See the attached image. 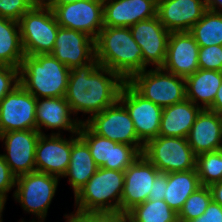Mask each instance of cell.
<instances>
[{
	"label": "cell",
	"instance_id": "4",
	"mask_svg": "<svg viewBox=\"0 0 222 222\" xmlns=\"http://www.w3.org/2000/svg\"><path fill=\"white\" fill-rule=\"evenodd\" d=\"M124 171L98 168L74 196L73 212L120 211Z\"/></svg>",
	"mask_w": 222,
	"mask_h": 222
},
{
	"label": "cell",
	"instance_id": "20",
	"mask_svg": "<svg viewBox=\"0 0 222 222\" xmlns=\"http://www.w3.org/2000/svg\"><path fill=\"white\" fill-rule=\"evenodd\" d=\"M199 48L189 32H171L162 68L183 78L193 75L199 69Z\"/></svg>",
	"mask_w": 222,
	"mask_h": 222
},
{
	"label": "cell",
	"instance_id": "12",
	"mask_svg": "<svg viewBox=\"0 0 222 222\" xmlns=\"http://www.w3.org/2000/svg\"><path fill=\"white\" fill-rule=\"evenodd\" d=\"M37 99L20 83L0 101V134L36 129Z\"/></svg>",
	"mask_w": 222,
	"mask_h": 222
},
{
	"label": "cell",
	"instance_id": "31",
	"mask_svg": "<svg viewBox=\"0 0 222 222\" xmlns=\"http://www.w3.org/2000/svg\"><path fill=\"white\" fill-rule=\"evenodd\" d=\"M196 170L202 186L222 181V150L197 155Z\"/></svg>",
	"mask_w": 222,
	"mask_h": 222
},
{
	"label": "cell",
	"instance_id": "45",
	"mask_svg": "<svg viewBox=\"0 0 222 222\" xmlns=\"http://www.w3.org/2000/svg\"><path fill=\"white\" fill-rule=\"evenodd\" d=\"M65 222H83L76 214L69 213L65 214Z\"/></svg>",
	"mask_w": 222,
	"mask_h": 222
},
{
	"label": "cell",
	"instance_id": "25",
	"mask_svg": "<svg viewBox=\"0 0 222 222\" xmlns=\"http://www.w3.org/2000/svg\"><path fill=\"white\" fill-rule=\"evenodd\" d=\"M98 168L91 156L88 145L79 137L78 133L72 134L70 164L63 178H68L74 196L89 181Z\"/></svg>",
	"mask_w": 222,
	"mask_h": 222
},
{
	"label": "cell",
	"instance_id": "3",
	"mask_svg": "<svg viewBox=\"0 0 222 222\" xmlns=\"http://www.w3.org/2000/svg\"><path fill=\"white\" fill-rule=\"evenodd\" d=\"M70 69L51 54L25 55L19 83L36 99L65 97Z\"/></svg>",
	"mask_w": 222,
	"mask_h": 222
},
{
	"label": "cell",
	"instance_id": "34",
	"mask_svg": "<svg viewBox=\"0 0 222 222\" xmlns=\"http://www.w3.org/2000/svg\"><path fill=\"white\" fill-rule=\"evenodd\" d=\"M199 69L222 72V45L199 48Z\"/></svg>",
	"mask_w": 222,
	"mask_h": 222
},
{
	"label": "cell",
	"instance_id": "38",
	"mask_svg": "<svg viewBox=\"0 0 222 222\" xmlns=\"http://www.w3.org/2000/svg\"><path fill=\"white\" fill-rule=\"evenodd\" d=\"M168 185L167 173L159 172L152 182V187L147 200H164L165 189Z\"/></svg>",
	"mask_w": 222,
	"mask_h": 222
},
{
	"label": "cell",
	"instance_id": "39",
	"mask_svg": "<svg viewBox=\"0 0 222 222\" xmlns=\"http://www.w3.org/2000/svg\"><path fill=\"white\" fill-rule=\"evenodd\" d=\"M189 222H222V206L212 200L201 216Z\"/></svg>",
	"mask_w": 222,
	"mask_h": 222
},
{
	"label": "cell",
	"instance_id": "18",
	"mask_svg": "<svg viewBox=\"0 0 222 222\" xmlns=\"http://www.w3.org/2000/svg\"><path fill=\"white\" fill-rule=\"evenodd\" d=\"M70 70L95 60V40L86 33L59 27L50 53Z\"/></svg>",
	"mask_w": 222,
	"mask_h": 222
},
{
	"label": "cell",
	"instance_id": "10",
	"mask_svg": "<svg viewBox=\"0 0 222 222\" xmlns=\"http://www.w3.org/2000/svg\"><path fill=\"white\" fill-rule=\"evenodd\" d=\"M119 101L125 106L138 139L145 145L159 136L163 108L141 96L127 81L123 85Z\"/></svg>",
	"mask_w": 222,
	"mask_h": 222
},
{
	"label": "cell",
	"instance_id": "46",
	"mask_svg": "<svg viewBox=\"0 0 222 222\" xmlns=\"http://www.w3.org/2000/svg\"><path fill=\"white\" fill-rule=\"evenodd\" d=\"M37 220V218L36 217H34V219L32 220V221H29V222H45V221H43V220ZM19 222H27L26 220H24V218L23 219H21V221L19 220Z\"/></svg>",
	"mask_w": 222,
	"mask_h": 222
},
{
	"label": "cell",
	"instance_id": "27",
	"mask_svg": "<svg viewBox=\"0 0 222 222\" xmlns=\"http://www.w3.org/2000/svg\"><path fill=\"white\" fill-rule=\"evenodd\" d=\"M164 201L179 214L187 198L202 185L196 169L167 173Z\"/></svg>",
	"mask_w": 222,
	"mask_h": 222
},
{
	"label": "cell",
	"instance_id": "40",
	"mask_svg": "<svg viewBox=\"0 0 222 222\" xmlns=\"http://www.w3.org/2000/svg\"><path fill=\"white\" fill-rule=\"evenodd\" d=\"M212 193V200L222 206V181L209 186Z\"/></svg>",
	"mask_w": 222,
	"mask_h": 222
},
{
	"label": "cell",
	"instance_id": "21",
	"mask_svg": "<svg viewBox=\"0 0 222 222\" xmlns=\"http://www.w3.org/2000/svg\"><path fill=\"white\" fill-rule=\"evenodd\" d=\"M205 0H158L157 17L171 32H188L203 16Z\"/></svg>",
	"mask_w": 222,
	"mask_h": 222
},
{
	"label": "cell",
	"instance_id": "8",
	"mask_svg": "<svg viewBox=\"0 0 222 222\" xmlns=\"http://www.w3.org/2000/svg\"><path fill=\"white\" fill-rule=\"evenodd\" d=\"M142 154L160 172L196 169V155L187 138L157 136L144 145Z\"/></svg>",
	"mask_w": 222,
	"mask_h": 222
},
{
	"label": "cell",
	"instance_id": "43",
	"mask_svg": "<svg viewBox=\"0 0 222 222\" xmlns=\"http://www.w3.org/2000/svg\"><path fill=\"white\" fill-rule=\"evenodd\" d=\"M206 8L214 12L222 13V0H205Z\"/></svg>",
	"mask_w": 222,
	"mask_h": 222
},
{
	"label": "cell",
	"instance_id": "41",
	"mask_svg": "<svg viewBox=\"0 0 222 222\" xmlns=\"http://www.w3.org/2000/svg\"><path fill=\"white\" fill-rule=\"evenodd\" d=\"M208 110L222 115V82L215 96L214 102Z\"/></svg>",
	"mask_w": 222,
	"mask_h": 222
},
{
	"label": "cell",
	"instance_id": "17",
	"mask_svg": "<svg viewBox=\"0 0 222 222\" xmlns=\"http://www.w3.org/2000/svg\"><path fill=\"white\" fill-rule=\"evenodd\" d=\"M159 172L143 154L126 168L120 212L127 214L136 205L147 201L152 182Z\"/></svg>",
	"mask_w": 222,
	"mask_h": 222
},
{
	"label": "cell",
	"instance_id": "19",
	"mask_svg": "<svg viewBox=\"0 0 222 222\" xmlns=\"http://www.w3.org/2000/svg\"><path fill=\"white\" fill-rule=\"evenodd\" d=\"M72 135L40 134L35 151V170L62 178L70 164Z\"/></svg>",
	"mask_w": 222,
	"mask_h": 222
},
{
	"label": "cell",
	"instance_id": "13",
	"mask_svg": "<svg viewBox=\"0 0 222 222\" xmlns=\"http://www.w3.org/2000/svg\"><path fill=\"white\" fill-rule=\"evenodd\" d=\"M52 11L60 27L86 33L94 40L104 27L103 0L72 2Z\"/></svg>",
	"mask_w": 222,
	"mask_h": 222
},
{
	"label": "cell",
	"instance_id": "9",
	"mask_svg": "<svg viewBox=\"0 0 222 222\" xmlns=\"http://www.w3.org/2000/svg\"><path fill=\"white\" fill-rule=\"evenodd\" d=\"M78 134L88 145L91 156L99 168L125 171L140 157L144 149V146H132L101 137L85 123L81 124Z\"/></svg>",
	"mask_w": 222,
	"mask_h": 222
},
{
	"label": "cell",
	"instance_id": "36",
	"mask_svg": "<svg viewBox=\"0 0 222 222\" xmlns=\"http://www.w3.org/2000/svg\"><path fill=\"white\" fill-rule=\"evenodd\" d=\"M19 84V68L0 66V101Z\"/></svg>",
	"mask_w": 222,
	"mask_h": 222
},
{
	"label": "cell",
	"instance_id": "30",
	"mask_svg": "<svg viewBox=\"0 0 222 222\" xmlns=\"http://www.w3.org/2000/svg\"><path fill=\"white\" fill-rule=\"evenodd\" d=\"M128 222H178V214L164 200H147L127 213Z\"/></svg>",
	"mask_w": 222,
	"mask_h": 222
},
{
	"label": "cell",
	"instance_id": "22",
	"mask_svg": "<svg viewBox=\"0 0 222 222\" xmlns=\"http://www.w3.org/2000/svg\"><path fill=\"white\" fill-rule=\"evenodd\" d=\"M158 0H103L104 27H130L157 16Z\"/></svg>",
	"mask_w": 222,
	"mask_h": 222
},
{
	"label": "cell",
	"instance_id": "7",
	"mask_svg": "<svg viewBox=\"0 0 222 222\" xmlns=\"http://www.w3.org/2000/svg\"><path fill=\"white\" fill-rule=\"evenodd\" d=\"M60 180L57 176L38 171L23 174L16 177L12 196L26 213L45 221Z\"/></svg>",
	"mask_w": 222,
	"mask_h": 222
},
{
	"label": "cell",
	"instance_id": "1",
	"mask_svg": "<svg viewBox=\"0 0 222 222\" xmlns=\"http://www.w3.org/2000/svg\"><path fill=\"white\" fill-rule=\"evenodd\" d=\"M125 80L112 70L93 62L70 70L68 77L66 101L73 115H88L83 123L93 115L101 113L119 100L120 91Z\"/></svg>",
	"mask_w": 222,
	"mask_h": 222
},
{
	"label": "cell",
	"instance_id": "23",
	"mask_svg": "<svg viewBox=\"0 0 222 222\" xmlns=\"http://www.w3.org/2000/svg\"><path fill=\"white\" fill-rule=\"evenodd\" d=\"M187 141L196 156L221 150L222 115L202 109L190 129Z\"/></svg>",
	"mask_w": 222,
	"mask_h": 222
},
{
	"label": "cell",
	"instance_id": "6",
	"mask_svg": "<svg viewBox=\"0 0 222 222\" xmlns=\"http://www.w3.org/2000/svg\"><path fill=\"white\" fill-rule=\"evenodd\" d=\"M141 96L162 108L186 99L185 78L162 67L145 69L127 81Z\"/></svg>",
	"mask_w": 222,
	"mask_h": 222
},
{
	"label": "cell",
	"instance_id": "42",
	"mask_svg": "<svg viewBox=\"0 0 222 222\" xmlns=\"http://www.w3.org/2000/svg\"><path fill=\"white\" fill-rule=\"evenodd\" d=\"M78 1H83V0H39L41 4H43L44 6L52 10L56 8L57 6L66 5V4H69L72 2H78Z\"/></svg>",
	"mask_w": 222,
	"mask_h": 222
},
{
	"label": "cell",
	"instance_id": "14",
	"mask_svg": "<svg viewBox=\"0 0 222 222\" xmlns=\"http://www.w3.org/2000/svg\"><path fill=\"white\" fill-rule=\"evenodd\" d=\"M132 37L142 49L143 70L162 67L165 63L170 32L157 16L129 27Z\"/></svg>",
	"mask_w": 222,
	"mask_h": 222
},
{
	"label": "cell",
	"instance_id": "28",
	"mask_svg": "<svg viewBox=\"0 0 222 222\" xmlns=\"http://www.w3.org/2000/svg\"><path fill=\"white\" fill-rule=\"evenodd\" d=\"M24 57L19 22L0 17V66L20 68Z\"/></svg>",
	"mask_w": 222,
	"mask_h": 222
},
{
	"label": "cell",
	"instance_id": "35",
	"mask_svg": "<svg viewBox=\"0 0 222 222\" xmlns=\"http://www.w3.org/2000/svg\"><path fill=\"white\" fill-rule=\"evenodd\" d=\"M83 222H128L127 214L120 211L70 212Z\"/></svg>",
	"mask_w": 222,
	"mask_h": 222
},
{
	"label": "cell",
	"instance_id": "15",
	"mask_svg": "<svg viewBox=\"0 0 222 222\" xmlns=\"http://www.w3.org/2000/svg\"><path fill=\"white\" fill-rule=\"evenodd\" d=\"M39 137L40 133L36 129L0 134L5 151L1 154L16 177L36 171L35 151Z\"/></svg>",
	"mask_w": 222,
	"mask_h": 222
},
{
	"label": "cell",
	"instance_id": "37",
	"mask_svg": "<svg viewBox=\"0 0 222 222\" xmlns=\"http://www.w3.org/2000/svg\"><path fill=\"white\" fill-rule=\"evenodd\" d=\"M15 184L16 176L5 162L3 155L0 154V194L8 197L9 192L15 188Z\"/></svg>",
	"mask_w": 222,
	"mask_h": 222
},
{
	"label": "cell",
	"instance_id": "26",
	"mask_svg": "<svg viewBox=\"0 0 222 222\" xmlns=\"http://www.w3.org/2000/svg\"><path fill=\"white\" fill-rule=\"evenodd\" d=\"M222 82V72L198 69L185 78L186 99L201 109H209Z\"/></svg>",
	"mask_w": 222,
	"mask_h": 222
},
{
	"label": "cell",
	"instance_id": "44",
	"mask_svg": "<svg viewBox=\"0 0 222 222\" xmlns=\"http://www.w3.org/2000/svg\"><path fill=\"white\" fill-rule=\"evenodd\" d=\"M7 200L8 198L5 195L0 194V222H3V211L5 210Z\"/></svg>",
	"mask_w": 222,
	"mask_h": 222
},
{
	"label": "cell",
	"instance_id": "16",
	"mask_svg": "<svg viewBox=\"0 0 222 222\" xmlns=\"http://www.w3.org/2000/svg\"><path fill=\"white\" fill-rule=\"evenodd\" d=\"M35 114L36 130L40 134H46L43 130L49 129L50 134L62 135V131H68L71 135L76 134L83 123L79 116L72 115L73 112L65 97L37 98Z\"/></svg>",
	"mask_w": 222,
	"mask_h": 222
},
{
	"label": "cell",
	"instance_id": "11",
	"mask_svg": "<svg viewBox=\"0 0 222 222\" xmlns=\"http://www.w3.org/2000/svg\"><path fill=\"white\" fill-rule=\"evenodd\" d=\"M85 124L95 134L111 141L132 146H144L138 139L128 111L119 100L101 113L93 115Z\"/></svg>",
	"mask_w": 222,
	"mask_h": 222
},
{
	"label": "cell",
	"instance_id": "5",
	"mask_svg": "<svg viewBox=\"0 0 222 222\" xmlns=\"http://www.w3.org/2000/svg\"><path fill=\"white\" fill-rule=\"evenodd\" d=\"M18 22L25 55L52 52L60 27L52 9L37 2Z\"/></svg>",
	"mask_w": 222,
	"mask_h": 222
},
{
	"label": "cell",
	"instance_id": "33",
	"mask_svg": "<svg viewBox=\"0 0 222 222\" xmlns=\"http://www.w3.org/2000/svg\"><path fill=\"white\" fill-rule=\"evenodd\" d=\"M39 0H0V17L19 21Z\"/></svg>",
	"mask_w": 222,
	"mask_h": 222
},
{
	"label": "cell",
	"instance_id": "29",
	"mask_svg": "<svg viewBox=\"0 0 222 222\" xmlns=\"http://www.w3.org/2000/svg\"><path fill=\"white\" fill-rule=\"evenodd\" d=\"M188 32L200 47L222 45V13L207 9Z\"/></svg>",
	"mask_w": 222,
	"mask_h": 222
},
{
	"label": "cell",
	"instance_id": "32",
	"mask_svg": "<svg viewBox=\"0 0 222 222\" xmlns=\"http://www.w3.org/2000/svg\"><path fill=\"white\" fill-rule=\"evenodd\" d=\"M211 201L212 193L209 186H201L185 201L178 214V222H189L198 218L205 212Z\"/></svg>",
	"mask_w": 222,
	"mask_h": 222
},
{
	"label": "cell",
	"instance_id": "2",
	"mask_svg": "<svg viewBox=\"0 0 222 222\" xmlns=\"http://www.w3.org/2000/svg\"><path fill=\"white\" fill-rule=\"evenodd\" d=\"M95 59L125 81L143 71L142 49L129 27H103L95 39Z\"/></svg>",
	"mask_w": 222,
	"mask_h": 222
},
{
	"label": "cell",
	"instance_id": "24",
	"mask_svg": "<svg viewBox=\"0 0 222 222\" xmlns=\"http://www.w3.org/2000/svg\"><path fill=\"white\" fill-rule=\"evenodd\" d=\"M202 109L190 100L163 108L159 136L187 138Z\"/></svg>",
	"mask_w": 222,
	"mask_h": 222
}]
</instances>
